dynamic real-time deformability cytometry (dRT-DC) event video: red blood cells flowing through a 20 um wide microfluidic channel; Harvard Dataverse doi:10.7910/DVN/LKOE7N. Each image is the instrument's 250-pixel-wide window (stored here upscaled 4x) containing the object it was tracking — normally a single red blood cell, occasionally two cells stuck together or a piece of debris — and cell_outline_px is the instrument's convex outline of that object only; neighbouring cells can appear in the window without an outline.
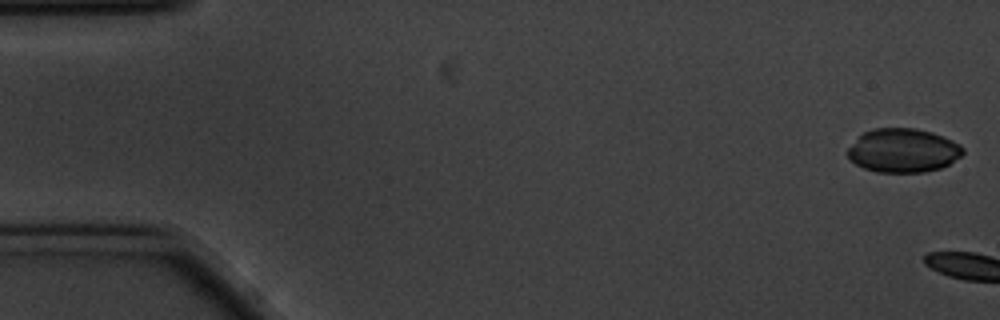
{"species": "common noctule bat (a hibernating species)", "species_latin": "Nyctalus noctula", "temperature_condition": "cold", "stored_images_in_passage": 4, "camera_frame_rate_fps": 3000, "um_per_image_px": 0.085, "animal": {"sex": "male", "body_mass_g": 20.1, "forearm_length_mm": 53.5}, "frame": {"image": 1, "passage_image": 1, "time_ms": 0.0, "image_size_px": [1000, 320], "cell_outline_px": [[964, 152], [960, 156], [948, 164], [940, 168], [924, 172], [876, 172], [864, 168], [856, 164], [844, 152], [864, 132], [872, 128], [916, 128], [932, 132], [944, 136], [960, 144], [964, 148]], "centroid_in_image_um": [76.76, 12.78], "position_along_channel_um": 8.2, "area_um2": 29.48}}